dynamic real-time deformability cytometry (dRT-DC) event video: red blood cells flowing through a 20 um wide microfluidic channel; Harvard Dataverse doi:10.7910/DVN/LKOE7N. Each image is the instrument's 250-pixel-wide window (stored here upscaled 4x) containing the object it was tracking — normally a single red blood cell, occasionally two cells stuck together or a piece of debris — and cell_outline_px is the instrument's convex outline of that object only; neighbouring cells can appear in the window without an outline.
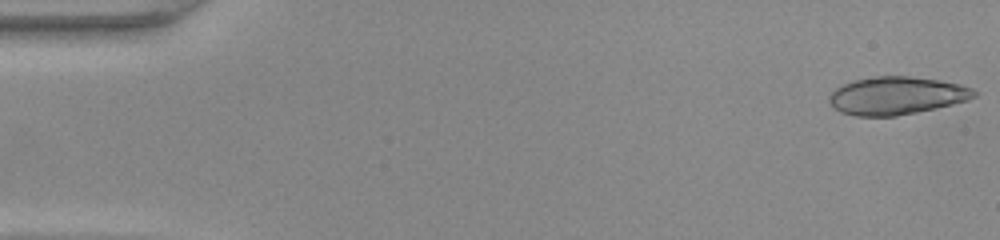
{"species": "common noctule bat (a hibernating species)", "species_latin": "Nyctalus noctula", "temperature_condition": "warm", "stored_images_in_passage": 16, "camera_frame_rate_fps": 3000, "um_per_image_px": 0.085, "animal": {"sex": "female", "body_mass_g": 22.0, "forearm_length_mm": 56.7}, "frame": {"image": 1, "passage_image": 1, "time_ms": 0.0, "image_size_px": [1000, 240], "cell_outline_px": [[976, 96], [964, 100], [916, 112], [896, 116], [856, 116], [840, 112], [832, 108], [828, 100], [828, 96], [836, 88], [852, 80], [876, 76], [908, 76], [936, 80], [960, 84], [972, 88], [976, 92]], "centroid_in_image_um": [76.12, 8.13], "position_along_channel_um": 8.9, "area_um2": 31.62}}